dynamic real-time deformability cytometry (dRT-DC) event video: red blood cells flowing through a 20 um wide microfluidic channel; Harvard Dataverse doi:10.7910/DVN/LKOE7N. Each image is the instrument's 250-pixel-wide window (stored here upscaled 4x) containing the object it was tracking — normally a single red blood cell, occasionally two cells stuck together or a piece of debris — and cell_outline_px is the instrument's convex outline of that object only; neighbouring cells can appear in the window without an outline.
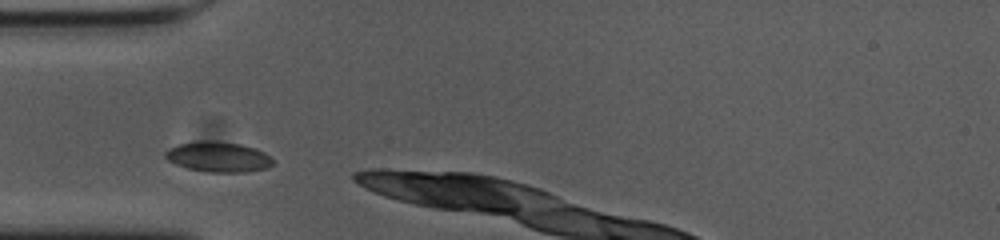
{"species": "common noctule bat (a hibernating species)", "species_latin": "Nyctalus noctula", "temperature_condition": "cold", "stored_images_in_passage": 7, "camera_frame_rate_fps": 3000, "um_per_image_px": 0.085, "animal": {"sex": "female", "body_mass_g": 23.0, "forearm_length_mm": 53.4}, "frame": {"image": 1, "passage_image": 1, "time_ms": 0.0, "image_size_px": [1000, 240], "cell_outline_px": [[272, 164], [268, 168], [244, 172], [208, 172], [188, 168], [176, 164], [168, 160], [164, 156], [164, 152], [168, 148], [176, 144], [200, 140], [208, 140], [240, 144], [264, 152], [272, 156]], "centroid_in_image_um": [18.52, 13.33], "position_along_channel_um": 66.5, "area_um2": 19.02}}
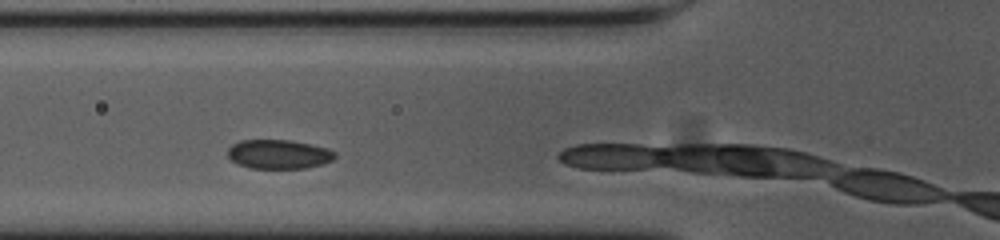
{"frame": {"image": 2, "passage_image": 4, "time_ms": 1.0, "image_size_px": [1000, 240], "cell_outline_px": [[336, 156], [332, 160], [324, 164], [304, 168], [252, 168], [236, 164], [228, 156], [228, 148], [232, 144], [240, 140], [288, 140], [328, 148], [336, 152]], "centroid_in_image_um": [23.69, 13.11], "position_along_channel_um": 102.1, "area_um2": 18.21}}